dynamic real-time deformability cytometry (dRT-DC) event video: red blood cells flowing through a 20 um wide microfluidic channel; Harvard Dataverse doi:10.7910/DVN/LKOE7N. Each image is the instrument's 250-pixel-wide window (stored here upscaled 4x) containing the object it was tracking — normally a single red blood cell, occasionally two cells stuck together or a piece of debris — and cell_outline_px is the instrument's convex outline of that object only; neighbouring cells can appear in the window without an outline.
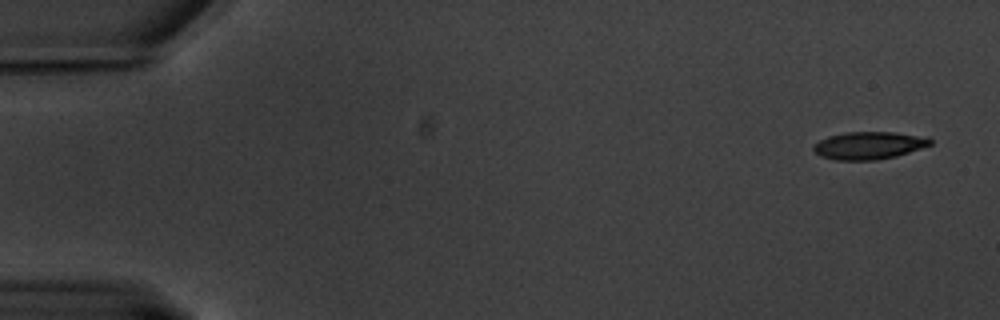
{"species": "common noctule bat (a hibernating species)", "species_latin": "Nyctalus noctula", "temperature_condition": "warm", "stored_images_in_passage": 16, "camera_frame_rate_fps": 3000, "um_per_image_px": 0.085, "animal": {"sex": "male", "body_mass_g": 20.1, "forearm_length_mm": 53.5}, "frame": {"image": 1, "passage_image": 3, "time_ms": 0.667, "image_size_px": [1000, 320], "cell_outline_px": [[932, 144], [896, 156], [876, 160], [836, 160], [820, 156], [812, 148], [820, 140], [828, 136], [844, 132], [896, 132], [928, 136], [932, 140]], "centroid_in_image_um": [73.88, 12.35], "position_along_channel_um": 11.1, "area_um2": 18.79}}
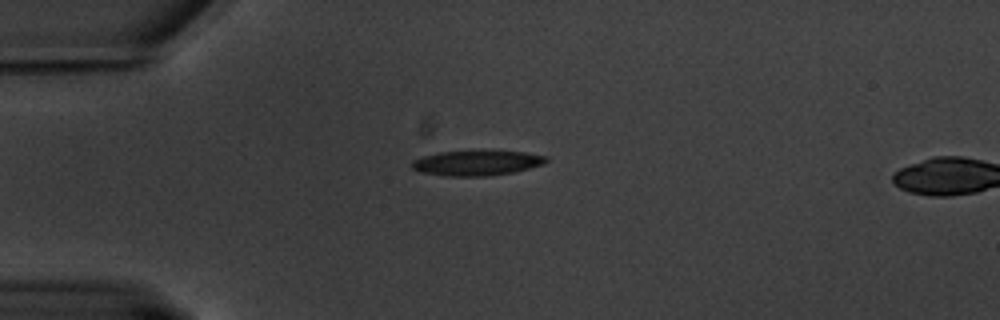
{"frame": {"image": 2, "passage_image": 16, "time_ms": 5.0, "image_size_px": [1000, 320], "cell_outline_px": [[548, 160], [544, 164], [512, 172], [488, 176], [444, 176], [420, 172], [412, 168], [412, 160], [424, 156], [440, 152], [524, 152], [548, 156]], "centroid_in_image_um": [40.51, 13.87], "position_along_channel_um": 44.5, "area_um2": 19.19}}